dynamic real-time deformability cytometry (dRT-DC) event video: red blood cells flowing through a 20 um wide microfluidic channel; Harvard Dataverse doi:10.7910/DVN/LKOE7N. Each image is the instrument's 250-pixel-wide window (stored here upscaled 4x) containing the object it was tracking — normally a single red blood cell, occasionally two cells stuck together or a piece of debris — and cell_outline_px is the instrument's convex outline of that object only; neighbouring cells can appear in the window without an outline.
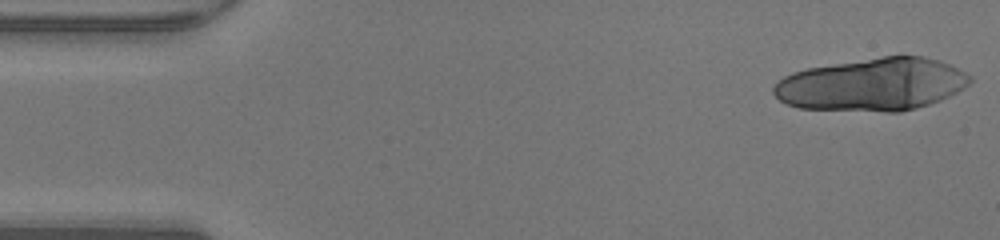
{"species": "human", "species_latin": "Homo sapiens", "temperature_condition": "warm", "stored_images_in_passage": 29, "camera_frame_rate_fps": 3000, "um_per_image_px": 0.085, "donor": {"sex": "male"}, "frame": {"image": 1, "passage_image": 1, "time_ms": 0.0, "image_size_px": [1000, 240], "cell_outline_px": [[972, 80], [964, 88], [940, 100], [916, 108], [900, 112], [884, 112], [800, 108], [788, 104], [780, 100], [772, 92], [772, 88], [776, 80], [792, 72], [808, 68], [884, 56], [924, 56], [940, 60], [972, 76]], "centroid_in_image_um": [74.13, 7.19], "position_along_channel_um": 10.9, "area_um2": 60.29}}
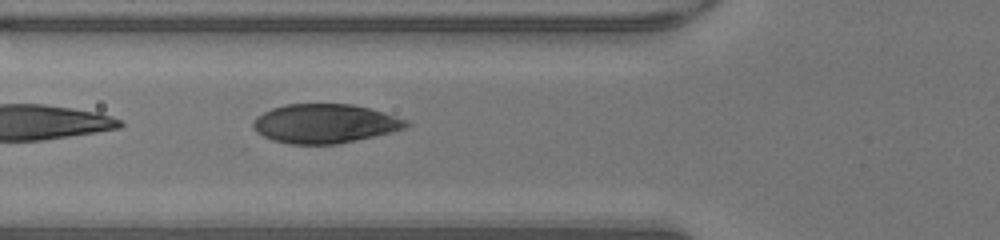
{"frame": {"image": 2, "passage_image": 17, "time_ms": 5.333, "image_size_px": [1000, 240], "cell_outline_px": [[412, 124], [408, 128], [392, 132], [356, 140], [336, 144], [288, 144], [272, 140], [256, 132], [252, 124], [252, 120], [256, 116], [272, 108], [284, 104], [352, 104], [384, 112], [408, 120]], "centroid_in_image_um": [27.62, 10.5], "position_along_channel_um": 98.2, "area_um2": 35.08}}
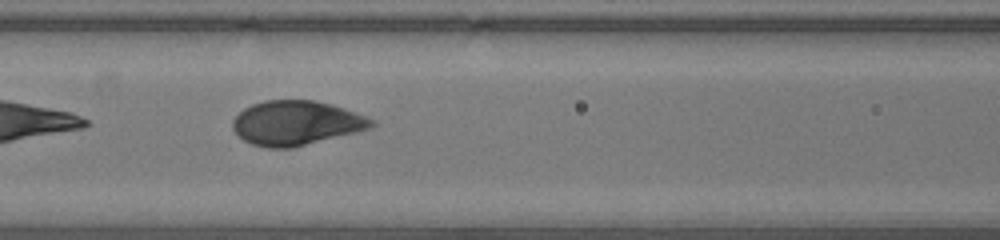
{"frame": {"image": 3, "passage_image": 20, "time_ms": 6.333, "image_size_px": [1000, 240], "cell_outline_px": [[376, 124], [372, 128], [360, 132], [292, 148], [268, 148], [252, 144], [244, 140], [232, 128], [232, 120], [244, 108], [252, 104], [264, 100], [312, 100], [332, 104], [344, 108], [376, 120]], "centroid_in_image_um": [25.22, 10.46], "position_along_channel_um": 141.4, "area_um2": 36.24}}